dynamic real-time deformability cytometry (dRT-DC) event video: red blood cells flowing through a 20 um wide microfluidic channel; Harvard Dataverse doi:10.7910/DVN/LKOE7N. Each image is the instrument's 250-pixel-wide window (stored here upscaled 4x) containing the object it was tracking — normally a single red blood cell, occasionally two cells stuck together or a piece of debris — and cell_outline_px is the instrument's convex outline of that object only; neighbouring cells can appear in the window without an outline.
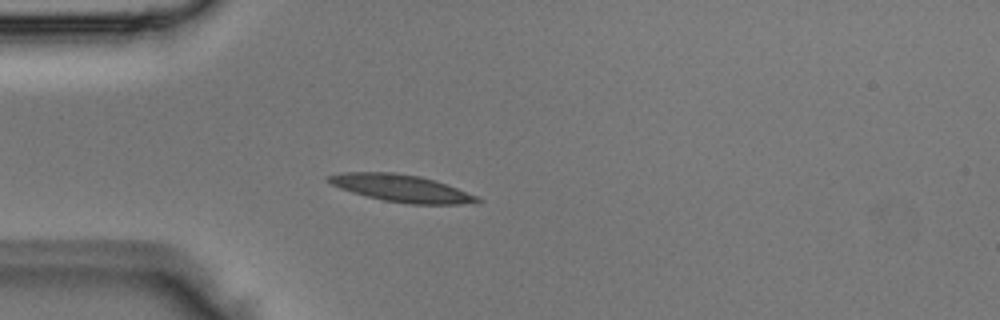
{"species": "Egyptian fruit bat (a non-hibernating species)", "species_latin": "Rousettus aegyptiacus", "temperature_condition": "room temperature", "stored_images_in_passage": 2, "camera_frame_rate_fps": 3000, "um_per_image_px": 0.085, "animal": {"sex": "male"}, "frame": {"image": 1, "passage_image": 2, "time_ms": 0.333, "image_size_px": [1000, 320], "cell_outline_px": [[484, 200], [480, 204], [412, 204], [384, 200], [352, 192], [340, 188], [332, 184], [324, 176], [344, 172], [396, 172], [420, 176], [436, 180], [476, 196]], "centroid_in_image_um": [34.16, 16.0], "position_along_channel_um": 50.8, "area_um2": 23.58}}